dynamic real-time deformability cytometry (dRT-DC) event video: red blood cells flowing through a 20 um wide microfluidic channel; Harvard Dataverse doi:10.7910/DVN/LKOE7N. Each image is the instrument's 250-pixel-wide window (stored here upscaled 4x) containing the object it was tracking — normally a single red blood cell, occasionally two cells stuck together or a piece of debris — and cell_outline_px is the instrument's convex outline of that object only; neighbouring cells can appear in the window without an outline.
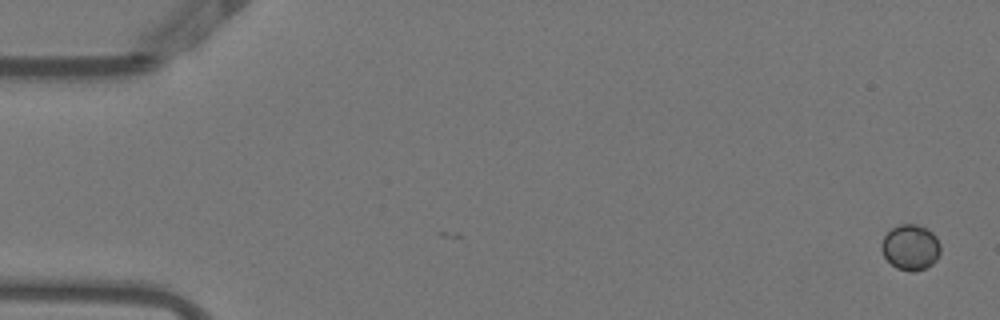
{"species": "Egyptian fruit bat (a non-hibernating species)", "species_latin": "Rousettus aegyptiacus", "temperature_condition": "warm", "stored_images_in_passage": 2, "camera_frame_rate_fps": 3000, "um_per_image_px": 0.085, "animal": {"sex": "female"}, "frame": {"image": 1, "passage_image": 2, "time_ms": 0.333, "image_size_px": [1000, 320], "cell_outline_px": [[940, 252], [936, 260], [932, 264], [916, 272], [912, 272], [896, 268], [884, 256], [880, 248], [880, 244], [884, 236], [892, 228], [900, 224], [916, 224], [928, 228], [936, 236], [940, 244]], "centroid_in_image_um": [77.39, 21.01], "position_along_channel_um": 7.6, "area_um2": 15.78}}